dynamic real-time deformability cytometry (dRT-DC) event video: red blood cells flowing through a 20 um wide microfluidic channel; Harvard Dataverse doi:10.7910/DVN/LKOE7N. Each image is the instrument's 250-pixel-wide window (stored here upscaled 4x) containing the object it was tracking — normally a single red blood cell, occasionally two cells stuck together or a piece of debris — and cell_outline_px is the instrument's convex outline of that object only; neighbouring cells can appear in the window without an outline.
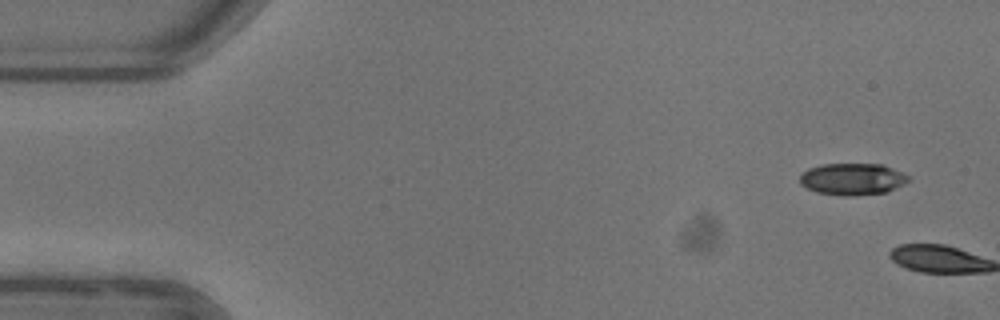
{"species": "common noctule bat (a hibernating species)", "species_latin": "Nyctalus noctula", "temperature_condition": "warm", "stored_images_in_passage": 2, "camera_frame_rate_fps": 3000, "um_per_image_px": 0.085, "animal": {"sex": "female"}, "frame": {"image": 1, "passage_image": 1, "time_ms": 0.0, "image_size_px": [1000, 320], "cell_outline_px": [[908, 180], [904, 184], [888, 192], [848, 196], [844, 196], [816, 192], [800, 184], [800, 176], [808, 168], [820, 164], [880, 164], [892, 168], [908, 176]], "centroid_in_image_um": [72.43, 15.22], "position_along_channel_um": 12.6, "area_um2": 20.0}}